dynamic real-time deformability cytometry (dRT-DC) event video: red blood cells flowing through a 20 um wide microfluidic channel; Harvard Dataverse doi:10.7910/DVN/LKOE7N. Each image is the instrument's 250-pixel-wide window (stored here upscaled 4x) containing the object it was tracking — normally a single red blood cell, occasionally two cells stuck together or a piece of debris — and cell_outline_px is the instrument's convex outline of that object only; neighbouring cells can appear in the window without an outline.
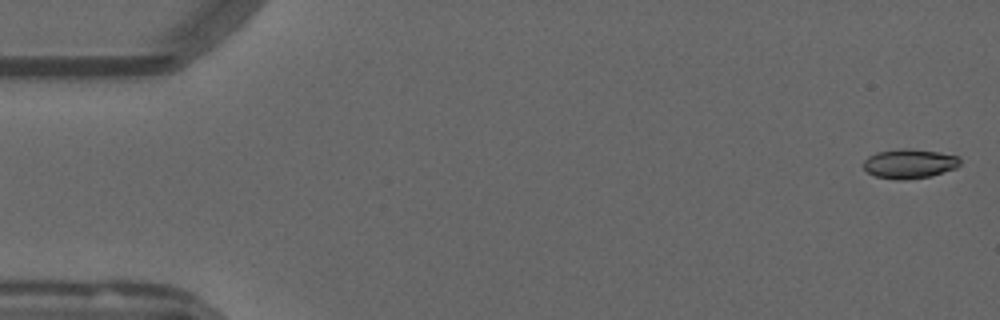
{"species": "common noctule bat (a hibernating species)", "species_latin": "Nyctalus noctula", "temperature_condition": "warm", "stored_images_in_passage": 10, "camera_frame_rate_fps": 3000, "um_per_image_px": 0.085, "animal": {"sex": "male", "forearm_length_mm": 52.5}, "frame": {"image": 1, "passage_image": 2, "time_ms": 0.333, "image_size_px": [1000, 320], "cell_outline_px": [[960, 164], [956, 168], [932, 176], [904, 180], [900, 180], [876, 176], [868, 172], [864, 168], [864, 160], [868, 156], [876, 152], [900, 148], [912, 148], [940, 152], [960, 156]], "centroid_in_image_um": [77.33, 13.9], "position_along_channel_um": 7.7, "area_um2": 16.76}}